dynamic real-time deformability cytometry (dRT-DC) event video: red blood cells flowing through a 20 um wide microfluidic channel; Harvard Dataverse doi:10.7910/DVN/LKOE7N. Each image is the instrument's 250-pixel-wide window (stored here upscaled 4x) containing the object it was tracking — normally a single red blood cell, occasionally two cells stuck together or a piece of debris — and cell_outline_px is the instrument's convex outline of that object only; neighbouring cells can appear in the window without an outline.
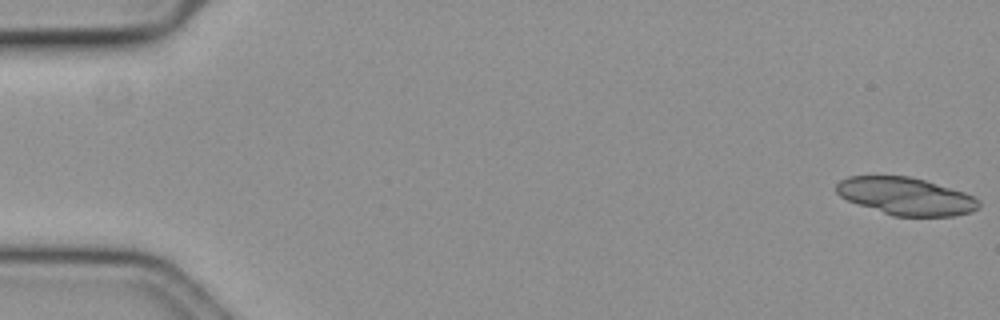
{"species": "common noctule bat (a hibernating species)", "species_latin": "Nyctalus noctula", "temperature_condition": "cold", "stored_images_in_passage": 16, "camera_frame_rate_fps": 3000, "um_per_image_px": 0.085, "animal": {"sex": "female", "body_mass_g": 19.3, "forearm_length_mm": 54.1}, "frame": {"image": 1, "passage_image": 1, "time_ms": 0.0, "image_size_px": [1000, 320], "cell_outline_px": [[980, 208], [972, 212], [952, 216], [892, 216], [848, 200], [840, 196], [836, 192], [836, 184], [840, 180], [848, 176], [908, 176], [924, 180], [964, 192], [980, 200]], "centroid_in_image_um": [77.01, 16.68], "position_along_channel_um": 8.0, "area_um2": 31.04}}